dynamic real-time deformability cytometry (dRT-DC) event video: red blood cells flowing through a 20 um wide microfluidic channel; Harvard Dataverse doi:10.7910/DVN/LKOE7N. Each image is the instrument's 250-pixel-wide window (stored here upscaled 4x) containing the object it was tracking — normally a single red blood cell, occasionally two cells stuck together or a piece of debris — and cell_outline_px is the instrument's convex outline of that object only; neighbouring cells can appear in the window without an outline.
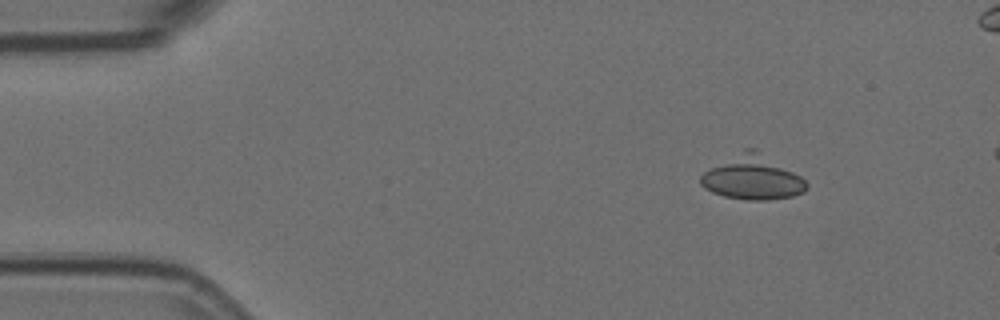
{"species": "Egyptian fruit bat (a non-hibernating species)", "species_latin": "Rousettus aegyptiacus", "temperature_condition": "room temperature", "stored_images_in_passage": 4, "camera_frame_rate_fps": 3000, "um_per_image_px": 0.085, "animal": {"sex": "female"}, "frame": {"image": 1, "passage_image": 1, "time_ms": 0.0, "image_size_px": [1000, 320], "cell_outline_px": [[808, 188], [804, 192], [792, 196], [768, 200], [748, 200], [724, 196], [712, 192], [704, 188], [700, 184], [700, 176], [704, 172], [744, 148], [756, 148], [800, 176], [808, 184]], "centroid_in_image_um": [63.96, 15.1], "position_along_channel_um": 21.0, "area_um2": 27.05}}